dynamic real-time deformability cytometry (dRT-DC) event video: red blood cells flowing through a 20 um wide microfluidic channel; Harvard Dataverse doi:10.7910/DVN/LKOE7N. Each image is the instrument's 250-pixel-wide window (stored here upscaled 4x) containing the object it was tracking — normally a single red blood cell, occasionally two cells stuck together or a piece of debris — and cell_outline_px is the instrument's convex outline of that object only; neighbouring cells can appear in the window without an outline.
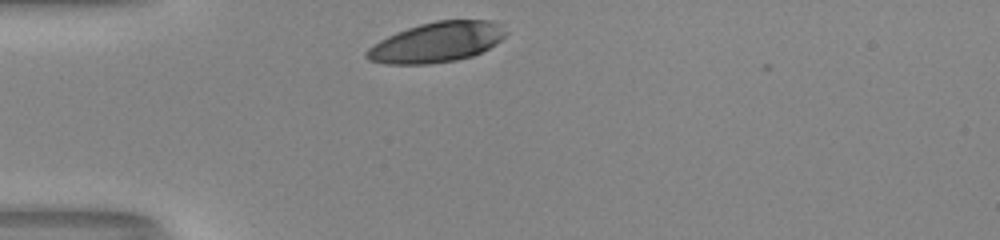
{"species": "human", "species_latin": "Homo sapiens", "temperature_condition": "room temperature", "stored_images_in_passage": 28, "camera_frame_rate_fps": 3000, "um_per_image_px": 0.085, "donor": {"sex": "male"}, "frame": {"image": 1, "passage_image": 1, "time_ms": 0.0, "image_size_px": [1000, 240], "cell_outline_px": [[508, 32], [496, 44], [472, 56], [456, 60], [428, 64], [384, 64], [368, 60], [364, 56], [364, 52], [372, 44], [396, 32], [420, 24], [436, 20], [492, 20], [500, 24]], "centroid_in_image_um": [37.1, 3.59], "position_along_channel_um": 47.9, "area_um2": 32.66}}
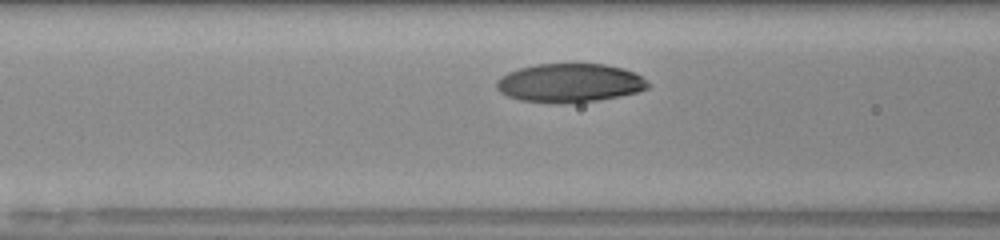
{"frame": {"image": 2, "passage_image": 8, "time_ms": 2.333, "image_size_px": [1000, 240], "cell_outline_px": [[652, 84], [648, 88], [636, 92], [620, 96], [596, 100], [560, 104], [520, 100], [508, 96], [500, 92], [496, 88], [496, 80], [500, 76], [508, 72], [520, 68], [536, 64], [604, 64], [620, 68], [632, 72], [640, 76]], "centroid_in_image_um": [48.39, 7.05], "position_along_channel_um": 118.2, "area_um2": 34.1}}
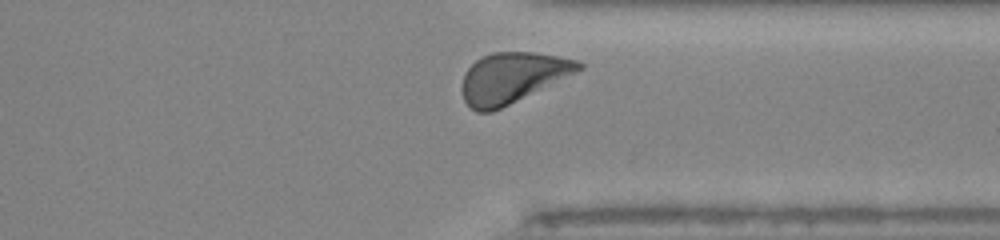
{"frame": {"image": 3, "passage_image": 27, "time_ms": 8.667, "image_size_px": [1000, 240], "cell_outline_px": [[584, 68], [576, 72], [492, 112], [476, 112], [464, 100], [460, 88], [464, 72], [476, 60], [492, 52], [532, 52], [556, 56], [576, 60], [584, 64]], "centroid_in_image_um": [43.5, 6.6], "position_along_channel_um": 367.9, "area_um2": 33.87}, "authors_computed_cell_mechanics": {"area_um2": 34.0153, "velocity_mm_per_s": 3.9504, "shape_relaxation_time_tau1_ms": 1.6546, "shape_relaxation_time_tau2_ms": null, "deformation_change_tau1": 0.1106, "deformation_change_tau2": null}}